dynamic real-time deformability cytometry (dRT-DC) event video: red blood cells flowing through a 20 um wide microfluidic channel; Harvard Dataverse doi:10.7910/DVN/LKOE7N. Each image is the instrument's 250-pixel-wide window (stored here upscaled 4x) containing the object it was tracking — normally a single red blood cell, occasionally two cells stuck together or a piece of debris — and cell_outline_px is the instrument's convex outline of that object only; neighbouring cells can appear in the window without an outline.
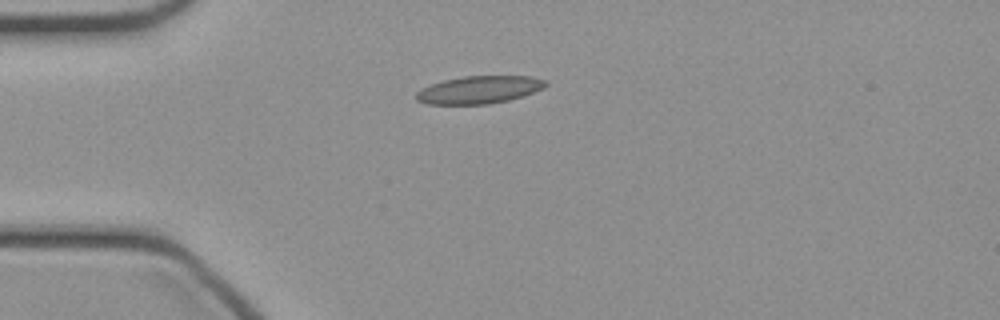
{"species": "common noctule bat (a hibernating species)", "species_latin": "Nyctalus noctula", "temperature_condition": "cold", "stored_images_in_passage": 36, "camera_frame_rate_fps": 3000, "um_per_image_px": 0.085, "animal": {"sex": "female", "body_mass_g": 21.9}, "frame": {"image": 1, "passage_image": 1, "time_ms": 0.0, "image_size_px": [1000, 320], "cell_outline_px": [[548, 84], [544, 88], [508, 100], [488, 104], [428, 104], [416, 100], [416, 92], [420, 88], [444, 80], [464, 76], [532, 76], [548, 80]], "centroid_in_image_um": [40.73, 7.62], "position_along_channel_um": 44.3, "area_um2": 20.81}}
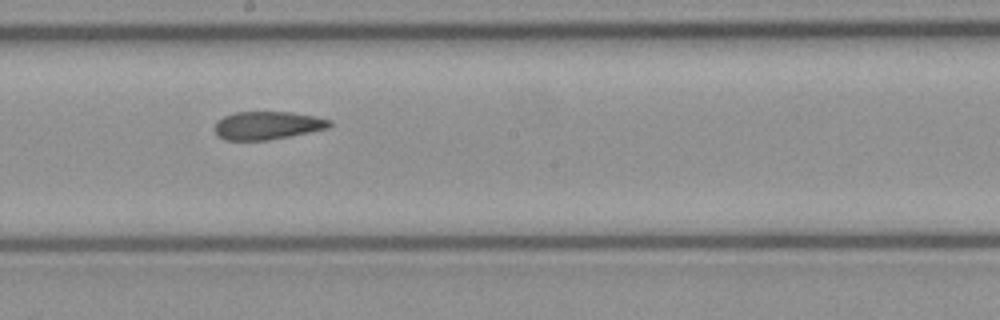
{"frame": {"image": 2, "passage_image": 15, "time_ms": 4.667, "image_size_px": [1000, 320], "cell_outline_px": [[332, 124], [328, 128], [268, 140], [224, 140], [212, 128], [216, 120], [224, 116], [236, 112], [288, 112], [312, 116], [332, 120]], "centroid_in_image_um": [22.68, 10.66], "position_along_channel_um": 225.5, "area_um2": 18.67}}
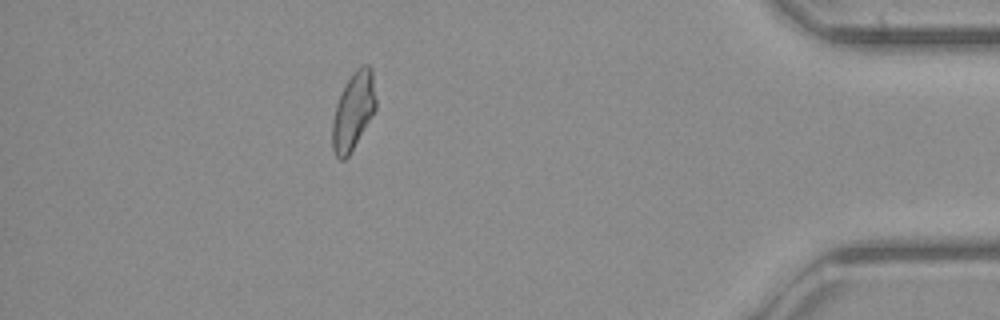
{"frame": {"image": 3, "passage_image": 31, "time_ms": 10.0, "image_size_px": [1000, 320], "cell_outline_px": [[376, 108], [372, 116], [348, 156], [344, 160], [340, 160], [336, 156], [332, 148], [332, 124], [336, 104], [352, 72], [360, 64], [368, 64], [372, 68], [376, 100]], "centroid_in_image_um": [30.04, 9.41], "position_along_channel_um": 405.2, "area_um2": 19.54}}